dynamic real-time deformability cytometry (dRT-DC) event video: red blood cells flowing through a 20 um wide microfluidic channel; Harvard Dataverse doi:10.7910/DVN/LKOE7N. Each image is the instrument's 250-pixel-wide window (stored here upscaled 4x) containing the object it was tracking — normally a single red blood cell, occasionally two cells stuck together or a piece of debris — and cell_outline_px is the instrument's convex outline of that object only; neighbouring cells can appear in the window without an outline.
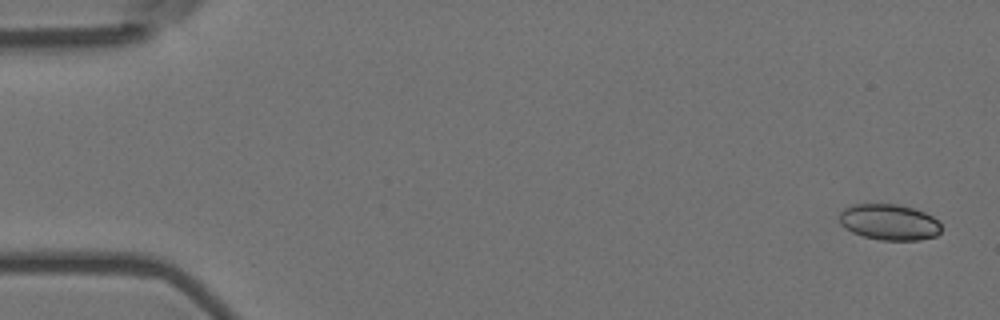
{"species": "Egyptian fruit bat (a non-hibernating species)", "species_latin": "Rousettus aegyptiacus", "temperature_condition": "room temperature", "stored_images_in_passage": 6, "camera_frame_rate_fps": 3000, "um_per_image_px": 0.085, "animal": {"sex": "female"}, "frame": {"image": 1, "passage_image": 1, "time_ms": 0.0, "image_size_px": [1000, 320], "cell_outline_px": [[940, 232], [936, 236], [920, 240], [880, 240], [864, 236], [852, 232], [840, 224], [840, 212], [844, 208], [852, 204], [900, 204], [924, 212], [932, 216], [940, 224]], "centroid_in_image_um": [75.57, 18.88], "position_along_channel_um": 9.4, "area_um2": 21.33}}
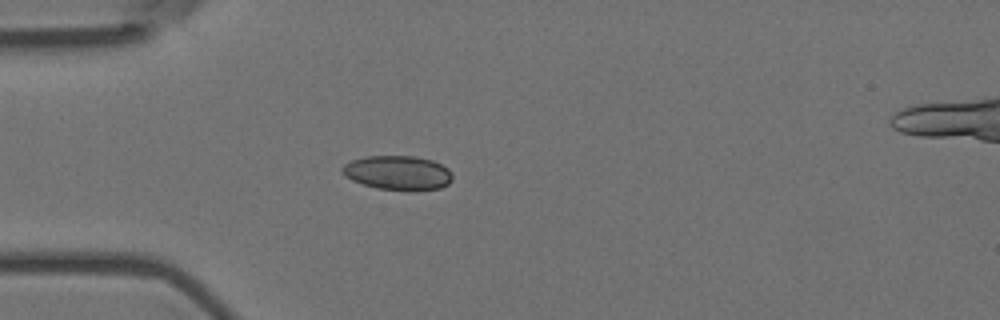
{"frame": {"image": 2, "passage_image": 5, "time_ms": 1.333, "image_size_px": [1000, 320], "cell_outline_px": [[452, 180], [448, 184], [440, 188], [416, 192], [408, 192], [376, 188], [352, 180], [344, 176], [340, 172], [340, 168], [344, 164], [352, 160], [364, 156], [416, 156], [432, 160], [448, 168], [452, 172]], "centroid_in_image_um": [33.82, 14.71], "position_along_channel_um": 51.2, "area_um2": 22.6}}